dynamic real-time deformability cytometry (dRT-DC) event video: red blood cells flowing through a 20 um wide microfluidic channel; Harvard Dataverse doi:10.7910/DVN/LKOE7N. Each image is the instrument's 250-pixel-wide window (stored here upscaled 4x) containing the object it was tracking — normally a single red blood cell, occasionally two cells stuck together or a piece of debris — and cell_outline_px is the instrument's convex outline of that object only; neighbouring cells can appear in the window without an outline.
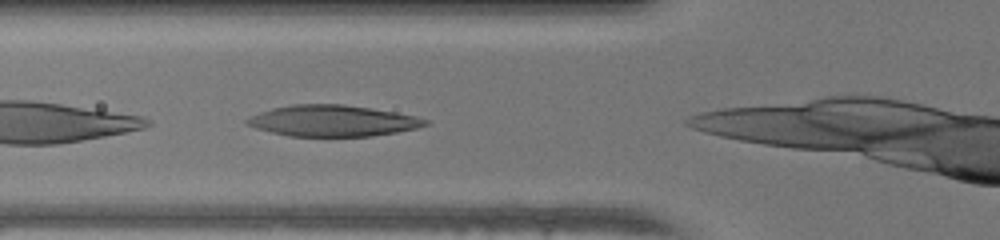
{"species": "human", "species_latin": "Homo sapiens", "temperature_condition": "warm", "stored_images_in_passage": 24, "camera_frame_rate_fps": 3000, "um_per_image_px": 0.085, "donor": {"sex": "female"}, "frame": {"image": 1, "passage_image": 3, "time_ms": 0.667, "image_size_px": [1000, 240], "cell_outline_px": [[428, 124], [416, 128], [396, 132], [372, 136], [288, 136], [256, 128], [244, 124], [244, 120], [260, 112], [272, 108], [292, 104], [344, 104], [372, 108], [396, 112], [416, 116], [428, 120]], "centroid_in_image_um": [28.26, 10.26], "position_along_channel_um": 97.5, "area_um2": 32.37}}
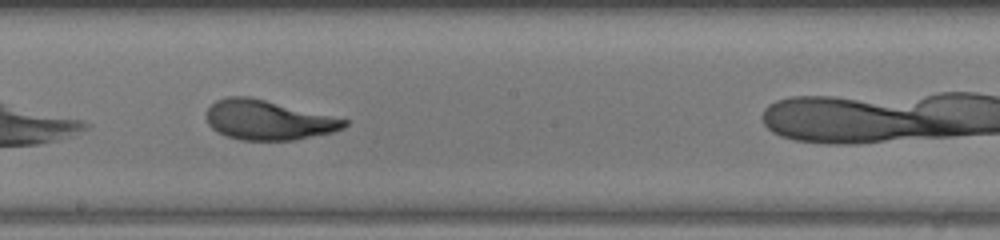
{"frame": {"image": 2, "passage_image": 12, "time_ms": 3.667, "image_size_px": [1000, 240], "cell_outline_px": [[348, 124], [344, 128], [332, 132], [292, 140], [240, 140], [228, 136], [212, 128], [208, 124], [204, 116], [208, 108], [216, 100], [228, 96], [248, 96], [348, 120]], "centroid_in_image_um": [22.74, 10.2], "position_along_channel_um": 225.5, "area_um2": 31.5}}
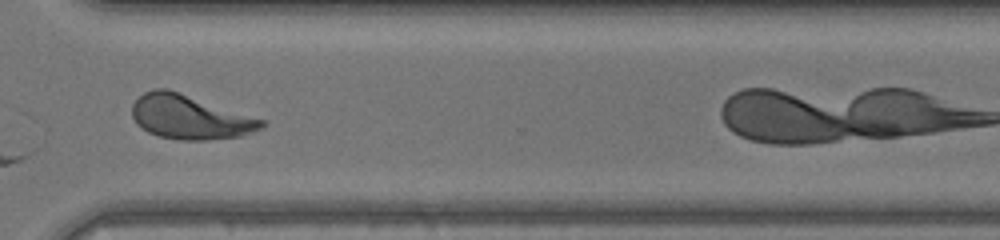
{"frame": {"image": 3, "passage_image": 21, "time_ms": 6.667, "image_size_px": [1000, 240], "cell_outline_px": [[268, 124], [264, 128], [240, 136], [208, 140], [180, 140], [160, 136], [148, 132], [140, 128], [136, 124], [132, 116], [132, 104], [144, 92], [156, 88], [168, 88], [264, 120]], "centroid_in_image_um": [16.13, 9.95], "position_along_channel_um": 354.5, "area_um2": 33.35}}